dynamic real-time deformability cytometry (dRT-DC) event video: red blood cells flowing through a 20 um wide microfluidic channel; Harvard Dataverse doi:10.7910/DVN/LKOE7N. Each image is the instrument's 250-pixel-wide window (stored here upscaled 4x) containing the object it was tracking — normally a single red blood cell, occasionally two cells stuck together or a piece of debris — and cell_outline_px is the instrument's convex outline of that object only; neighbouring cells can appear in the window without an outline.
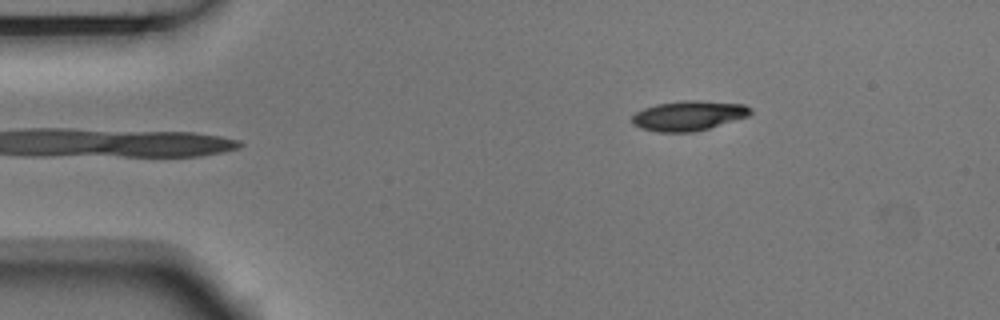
{"species": "Egyptian fruit bat (a non-hibernating species)", "species_latin": "Rousettus aegyptiacus", "temperature_condition": "room temperature", "stored_images_in_passage": 2, "camera_frame_rate_fps": 3000, "um_per_image_px": 0.085, "animal": {"sex": "male"}, "frame": {"image": 1, "passage_image": 2, "time_ms": 0.333, "image_size_px": [1000, 320], "cell_outline_px": [[752, 112], [748, 116], [696, 132], [656, 132], [640, 128], [632, 124], [632, 116], [636, 112], [644, 108], [656, 104], [680, 100], [696, 100], [744, 104], [752, 108]], "centroid_in_image_um": [58.51, 9.83], "position_along_channel_um": 26.5, "area_um2": 20.75}}